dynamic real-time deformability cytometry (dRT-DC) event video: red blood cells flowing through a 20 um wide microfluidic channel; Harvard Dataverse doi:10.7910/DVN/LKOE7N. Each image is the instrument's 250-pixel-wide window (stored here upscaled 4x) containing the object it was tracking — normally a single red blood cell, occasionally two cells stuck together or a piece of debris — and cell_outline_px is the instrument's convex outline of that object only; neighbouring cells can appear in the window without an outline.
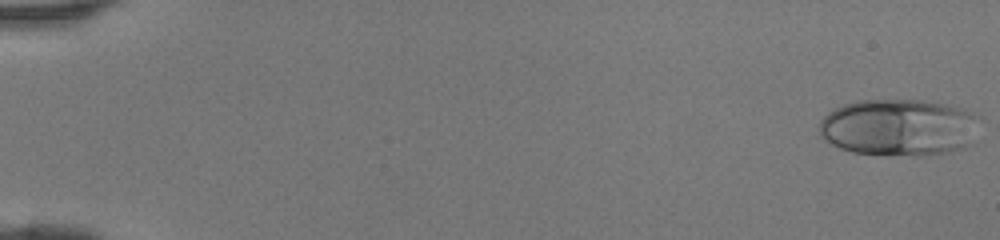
{"species": "human", "species_latin": "Homo sapiens", "temperature_condition": "room temperature", "stored_images_in_passage": 46, "camera_frame_rate_fps": 3000, "um_per_image_px": 0.085, "donor": {"sex": "female"}, "frame": {"image": 1, "passage_image": 1, "time_ms": 0.0, "image_size_px": [1000, 240], "cell_outline_px": [[984, 116], [976, 144], [964, 148], [948, 152], [852, 152], [840, 148], [824, 140], [820, 136], [820, 120], [832, 108], [844, 104], [860, 100], [920, 100], [944, 104], [964, 108]], "centroid_in_image_um": [76.53, 10.77], "position_along_channel_um": 8.5, "area_um2": 53.18}}
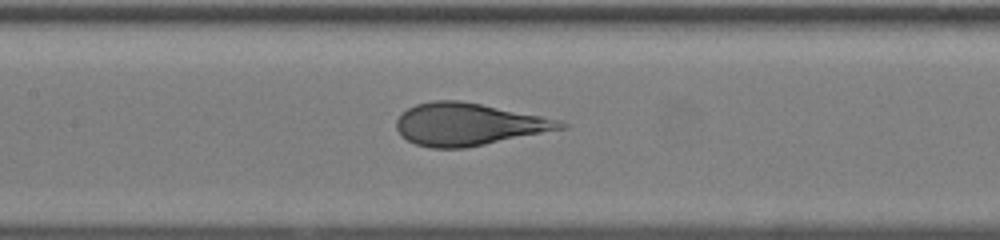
{"frame": {"image": 2, "passage_image": 23, "time_ms": 7.333, "image_size_px": [1000, 240], "cell_outline_px": [[568, 128], [464, 148], [432, 148], [416, 144], [408, 140], [396, 128], [396, 120], [400, 112], [416, 104], [432, 100], [460, 100], [560, 120], [568, 124]], "centroid_in_image_um": [39.8, 10.56], "position_along_channel_um": 167.6, "area_um2": 40.23}}
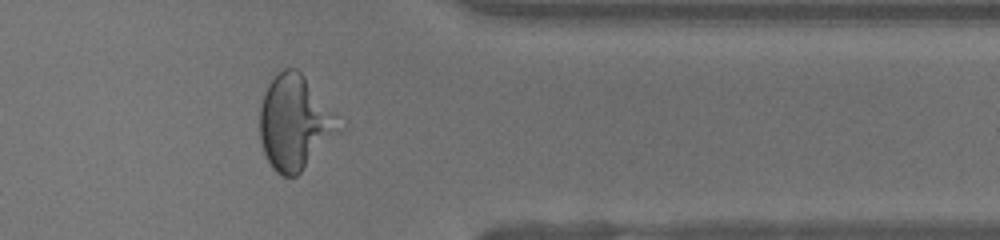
{"frame": {"image": 3, "passage_image": 38, "time_ms": 12.333, "image_size_px": [1000, 240], "cell_outline_px": [[344, 124], [340, 132], [296, 176], [280, 176], [272, 168], [264, 152], [260, 140], [260, 108], [264, 92], [268, 84], [284, 68], [296, 68], [304, 76]], "centroid_in_image_um": [25.06, 10.44], "position_along_channel_um": 386.3, "area_um2": 43.23}}